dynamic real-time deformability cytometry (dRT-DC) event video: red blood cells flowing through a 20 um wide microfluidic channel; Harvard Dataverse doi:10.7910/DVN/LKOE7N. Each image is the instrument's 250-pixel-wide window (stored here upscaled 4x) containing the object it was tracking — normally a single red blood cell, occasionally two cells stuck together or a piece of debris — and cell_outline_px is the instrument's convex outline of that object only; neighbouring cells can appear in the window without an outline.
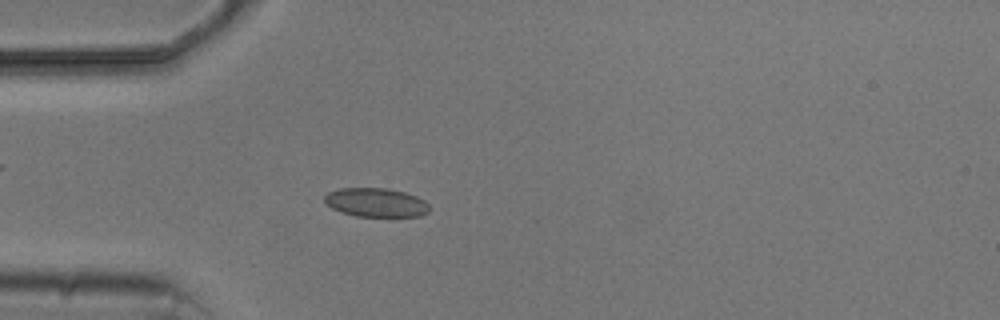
{"species": "common noctule bat (a hibernating species)", "species_latin": "Nyctalus noctula", "temperature_condition": "cold", "stored_images_in_passage": 4, "camera_frame_rate_fps": 3000, "um_per_image_px": 0.085, "animal": {"sex": "male", "body_mass_g": 20.5, "forearm_length_mm": 52.5}, "frame": {"image": 1, "passage_image": 4, "time_ms": 3.667, "image_size_px": [1000, 320], "cell_outline_px": [[428, 212], [420, 216], [356, 216], [340, 212], [332, 208], [324, 200], [324, 196], [328, 192], [340, 188], [388, 188], [404, 192], [416, 196], [424, 200], [428, 204]], "centroid_in_image_um": [31.94, 17.2], "position_along_channel_um": 53.1, "area_um2": 17.57}}